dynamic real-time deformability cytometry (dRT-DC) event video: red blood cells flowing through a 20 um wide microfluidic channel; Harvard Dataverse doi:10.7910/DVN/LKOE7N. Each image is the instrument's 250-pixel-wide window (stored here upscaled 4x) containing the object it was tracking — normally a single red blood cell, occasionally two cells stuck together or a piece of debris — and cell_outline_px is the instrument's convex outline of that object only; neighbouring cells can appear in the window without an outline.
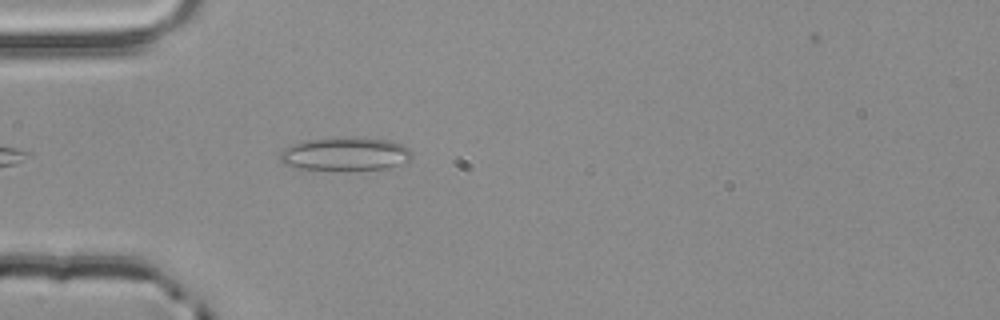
{"species": "common noctule bat (a hibernating species)", "species_latin": "Nyctalus noctula", "temperature_condition": "room temperature", "stored_images_in_passage": 7, "camera_frame_rate_fps": 3000, "um_per_image_px": 0.085, "animal": {"sex": "male", "body_mass_g": 20.4}, "frame": {"image": 1, "passage_image": 3, "time_ms": 0.667, "image_size_px": [1000, 320], "cell_outline_px": [[412, 156], [408, 160], [388, 168], [292, 168], [284, 164], [280, 160], [280, 152], [284, 148], [292, 144], [304, 140], [328, 136], [364, 136], [392, 140], [404, 144], [412, 152]], "centroid_in_image_um": [29.34, 13.01], "position_along_channel_um": 55.7, "area_um2": 25.89}}